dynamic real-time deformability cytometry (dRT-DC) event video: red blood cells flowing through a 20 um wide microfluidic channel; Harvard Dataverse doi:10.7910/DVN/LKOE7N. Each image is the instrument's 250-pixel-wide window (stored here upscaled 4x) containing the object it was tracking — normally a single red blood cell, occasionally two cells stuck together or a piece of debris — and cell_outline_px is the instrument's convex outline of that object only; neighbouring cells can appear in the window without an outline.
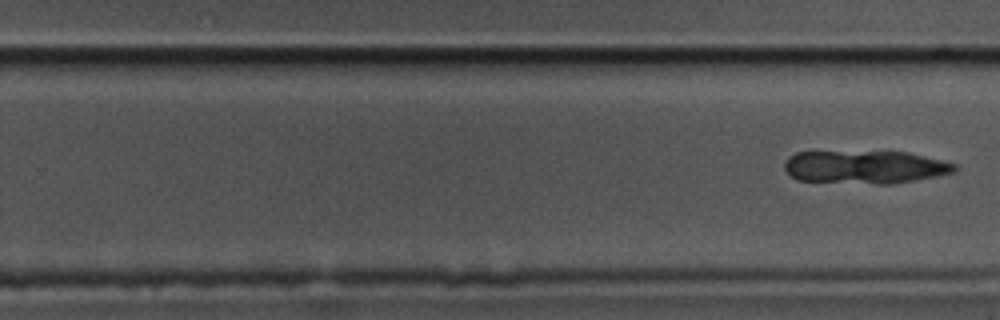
{"species": "common noctule bat (a hibernating species)", "species_latin": "Nyctalus noctula", "temperature_condition": "cold", "stored_images_in_passage": 9, "segment_of_instrument_passage": [2, 2], "camera_frame_rate_fps": 3000, "um_per_image_px": 0.085, "animal": {"sex": "male", "body_mass_g": 17.5, "forearm_length_mm": 52.3}, "frame": {"image": 1, "passage_image": 9, "time_ms": 2.667, "image_size_px": [1000, 320], "cell_outline_px": [[956, 168], [952, 172], [936, 176], [892, 184], [876, 184], [800, 180], [792, 176], [784, 168], [784, 160], [788, 156], [796, 152], [908, 152], [956, 164]], "centroid_in_image_um": [73.49, 14.2], "position_along_channel_um": 256.3, "area_um2": 32.43}}